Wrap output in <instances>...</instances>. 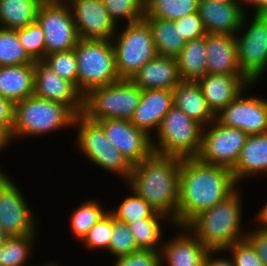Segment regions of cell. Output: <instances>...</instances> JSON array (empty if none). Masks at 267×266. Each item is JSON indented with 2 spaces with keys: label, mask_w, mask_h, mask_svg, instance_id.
I'll return each instance as SVG.
<instances>
[{
  "label": "cell",
  "mask_w": 267,
  "mask_h": 266,
  "mask_svg": "<svg viewBox=\"0 0 267 266\" xmlns=\"http://www.w3.org/2000/svg\"><path fill=\"white\" fill-rule=\"evenodd\" d=\"M237 188L231 169L198 158L181 159L178 225L185 226L195 215L222 202Z\"/></svg>",
  "instance_id": "cell-1"
},
{
  "label": "cell",
  "mask_w": 267,
  "mask_h": 266,
  "mask_svg": "<svg viewBox=\"0 0 267 266\" xmlns=\"http://www.w3.org/2000/svg\"><path fill=\"white\" fill-rule=\"evenodd\" d=\"M180 164V158L153 152L133 165L125 183L174 225H178Z\"/></svg>",
  "instance_id": "cell-2"
},
{
  "label": "cell",
  "mask_w": 267,
  "mask_h": 266,
  "mask_svg": "<svg viewBox=\"0 0 267 266\" xmlns=\"http://www.w3.org/2000/svg\"><path fill=\"white\" fill-rule=\"evenodd\" d=\"M238 187L230 196L195 215L185 227L209 250L225 251L246 239L243 225L242 194Z\"/></svg>",
  "instance_id": "cell-3"
},
{
  "label": "cell",
  "mask_w": 267,
  "mask_h": 266,
  "mask_svg": "<svg viewBox=\"0 0 267 266\" xmlns=\"http://www.w3.org/2000/svg\"><path fill=\"white\" fill-rule=\"evenodd\" d=\"M76 114L59 102L35 96L14 103V124L10 134L11 144L14 141L42 137L62 129L73 128Z\"/></svg>",
  "instance_id": "cell-4"
},
{
  "label": "cell",
  "mask_w": 267,
  "mask_h": 266,
  "mask_svg": "<svg viewBox=\"0 0 267 266\" xmlns=\"http://www.w3.org/2000/svg\"><path fill=\"white\" fill-rule=\"evenodd\" d=\"M73 128L77 131L75 148L97 168L119 176L127 182L132 172V165L108 140L101 125L89 119L83 113L76 115ZM77 146V147H76Z\"/></svg>",
  "instance_id": "cell-5"
},
{
  "label": "cell",
  "mask_w": 267,
  "mask_h": 266,
  "mask_svg": "<svg viewBox=\"0 0 267 266\" xmlns=\"http://www.w3.org/2000/svg\"><path fill=\"white\" fill-rule=\"evenodd\" d=\"M203 126L174 105L164 116L152 138L153 151L176 158H197L201 149Z\"/></svg>",
  "instance_id": "cell-6"
},
{
  "label": "cell",
  "mask_w": 267,
  "mask_h": 266,
  "mask_svg": "<svg viewBox=\"0 0 267 266\" xmlns=\"http://www.w3.org/2000/svg\"><path fill=\"white\" fill-rule=\"evenodd\" d=\"M119 28L122 29L119 31ZM111 42L120 79L131 80L143 65L158 55L151 29L144 18L124 27L118 26Z\"/></svg>",
  "instance_id": "cell-7"
},
{
  "label": "cell",
  "mask_w": 267,
  "mask_h": 266,
  "mask_svg": "<svg viewBox=\"0 0 267 266\" xmlns=\"http://www.w3.org/2000/svg\"><path fill=\"white\" fill-rule=\"evenodd\" d=\"M75 49L77 88L84 95L91 89L120 80L111 40L80 38Z\"/></svg>",
  "instance_id": "cell-8"
},
{
  "label": "cell",
  "mask_w": 267,
  "mask_h": 266,
  "mask_svg": "<svg viewBox=\"0 0 267 266\" xmlns=\"http://www.w3.org/2000/svg\"><path fill=\"white\" fill-rule=\"evenodd\" d=\"M142 90L130 79L91 89L84 95L83 114L97 121L106 118L130 120Z\"/></svg>",
  "instance_id": "cell-9"
},
{
  "label": "cell",
  "mask_w": 267,
  "mask_h": 266,
  "mask_svg": "<svg viewBox=\"0 0 267 266\" xmlns=\"http://www.w3.org/2000/svg\"><path fill=\"white\" fill-rule=\"evenodd\" d=\"M242 74L258 84L267 71V15L246 14L236 34Z\"/></svg>",
  "instance_id": "cell-10"
},
{
  "label": "cell",
  "mask_w": 267,
  "mask_h": 266,
  "mask_svg": "<svg viewBox=\"0 0 267 266\" xmlns=\"http://www.w3.org/2000/svg\"><path fill=\"white\" fill-rule=\"evenodd\" d=\"M13 181L0 166V226L8 237L37 235L39 217Z\"/></svg>",
  "instance_id": "cell-11"
},
{
  "label": "cell",
  "mask_w": 267,
  "mask_h": 266,
  "mask_svg": "<svg viewBox=\"0 0 267 266\" xmlns=\"http://www.w3.org/2000/svg\"><path fill=\"white\" fill-rule=\"evenodd\" d=\"M36 21L45 34L46 55L73 49L80 40L70 6L65 0H44Z\"/></svg>",
  "instance_id": "cell-12"
},
{
  "label": "cell",
  "mask_w": 267,
  "mask_h": 266,
  "mask_svg": "<svg viewBox=\"0 0 267 266\" xmlns=\"http://www.w3.org/2000/svg\"><path fill=\"white\" fill-rule=\"evenodd\" d=\"M247 136L243 130L224 126L215 119L202 129L201 149L197 158L204 163L232 170Z\"/></svg>",
  "instance_id": "cell-13"
},
{
  "label": "cell",
  "mask_w": 267,
  "mask_h": 266,
  "mask_svg": "<svg viewBox=\"0 0 267 266\" xmlns=\"http://www.w3.org/2000/svg\"><path fill=\"white\" fill-rule=\"evenodd\" d=\"M252 86H256L255 83L247 86L232 102L215 115V119L224 126L241 129L247 135L266 133L267 98L260 95H248Z\"/></svg>",
  "instance_id": "cell-14"
},
{
  "label": "cell",
  "mask_w": 267,
  "mask_h": 266,
  "mask_svg": "<svg viewBox=\"0 0 267 266\" xmlns=\"http://www.w3.org/2000/svg\"><path fill=\"white\" fill-rule=\"evenodd\" d=\"M112 145L133 166L149 157L153 151L152 137L130 120L106 118L97 120Z\"/></svg>",
  "instance_id": "cell-15"
},
{
  "label": "cell",
  "mask_w": 267,
  "mask_h": 266,
  "mask_svg": "<svg viewBox=\"0 0 267 266\" xmlns=\"http://www.w3.org/2000/svg\"><path fill=\"white\" fill-rule=\"evenodd\" d=\"M34 95L67 105L76 115L83 113L84 96L71 81L60 77L43 61L34 62Z\"/></svg>",
  "instance_id": "cell-16"
},
{
  "label": "cell",
  "mask_w": 267,
  "mask_h": 266,
  "mask_svg": "<svg viewBox=\"0 0 267 266\" xmlns=\"http://www.w3.org/2000/svg\"><path fill=\"white\" fill-rule=\"evenodd\" d=\"M71 9L79 37L112 40L117 26L102 0H65Z\"/></svg>",
  "instance_id": "cell-17"
},
{
  "label": "cell",
  "mask_w": 267,
  "mask_h": 266,
  "mask_svg": "<svg viewBox=\"0 0 267 266\" xmlns=\"http://www.w3.org/2000/svg\"><path fill=\"white\" fill-rule=\"evenodd\" d=\"M172 227L178 229V234L163 240L161 266H205V257L209 250L185 226Z\"/></svg>",
  "instance_id": "cell-18"
},
{
  "label": "cell",
  "mask_w": 267,
  "mask_h": 266,
  "mask_svg": "<svg viewBox=\"0 0 267 266\" xmlns=\"http://www.w3.org/2000/svg\"><path fill=\"white\" fill-rule=\"evenodd\" d=\"M198 13L206 33L236 36L246 15L242 2L199 0Z\"/></svg>",
  "instance_id": "cell-19"
},
{
  "label": "cell",
  "mask_w": 267,
  "mask_h": 266,
  "mask_svg": "<svg viewBox=\"0 0 267 266\" xmlns=\"http://www.w3.org/2000/svg\"><path fill=\"white\" fill-rule=\"evenodd\" d=\"M173 106L172 90L146 89L130 121L150 137L158 132L166 113Z\"/></svg>",
  "instance_id": "cell-20"
},
{
  "label": "cell",
  "mask_w": 267,
  "mask_h": 266,
  "mask_svg": "<svg viewBox=\"0 0 267 266\" xmlns=\"http://www.w3.org/2000/svg\"><path fill=\"white\" fill-rule=\"evenodd\" d=\"M196 82L214 115L218 114L251 84L244 75L219 74H205Z\"/></svg>",
  "instance_id": "cell-21"
},
{
  "label": "cell",
  "mask_w": 267,
  "mask_h": 266,
  "mask_svg": "<svg viewBox=\"0 0 267 266\" xmlns=\"http://www.w3.org/2000/svg\"><path fill=\"white\" fill-rule=\"evenodd\" d=\"M206 74L243 75L238 62L236 36L205 34Z\"/></svg>",
  "instance_id": "cell-22"
},
{
  "label": "cell",
  "mask_w": 267,
  "mask_h": 266,
  "mask_svg": "<svg viewBox=\"0 0 267 266\" xmlns=\"http://www.w3.org/2000/svg\"><path fill=\"white\" fill-rule=\"evenodd\" d=\"M232 175L239 187L244 180L267 175V132L247 136Z\"/></svg>",
  "instance_id": "cell-23"
},
{
  "label": "cell",
  "mask_w": 267,
  "mask_h": 266,
  "mask_svg": "<svg viewBox=\"0 0 267 266\" xmlns=\"http://www.w3.org/2000/svg\"><path fill=\"white\" fill-rule=\"evenodd\" d=\"M141 90H173L180 82L177 60L157 55L143 65L131 79Z\"/></svg>",
  "instance_id": "cell-24"
},
{
  "label": "cell",
  "mask_w": 267,
  "mask_h": 266,
  "mask_svg": "<svg viewBox=\"0 0 267 266\" xmlns=\"http://www.w3.org/2000/svg\"><path fill=\"white\" fill-rule=\"evenodd\" d=\"M173 105L203 127L215 120L196 81H181L173 90Z\"/></svg>",
  "instance_id": "cell-25"
},
{
  "label": "cell",
  "mask_w": 267,
  "mask_h": 266,
  "mask_svg": "<svg viewBox=\"0 0 267 266\" xmlns=\"http://www.w3.org/2000/svg\"><path fill=\"white\" fill-rule=\"evenodd\" d=\"M34 63L0 67V96L13 103L34 94Z\"/></svg>",
  "instance_id": "cell-26"
},
{
  "label": "cell",
  "mask_w": 267,
  "mask_h": 266,
  "mask_svg": "<svg viewBox=\"0 0 267 266\" xmlns=\"http://www.w3.org/2000/svg\"><path fill=\"white\" fill-rule=\"evenodd\" d=\"M144 19L151 29L157 54L176 58L186 44L184 36L179 32L178 24L167 19L149 17L145 13Z\"/></svg>",
  "instance_id": "cell-27"
},
{
  "label": "cell",
  "mask_w": 267,
  "mask_h": 266,
  "mask_svg": "<svg viewBox=\"0 0 267 266\" xmlns=\"http://www.w3.org/2000/svg\"><path fill=\"white\" fill-rule=\"evenodd\" d=\"M181 81H197L206 74L205 36L186 42L176 57Z\"/></svg>",
  "instance_id": "cell-28"
},
{
  "label": "cell",
  "mask_w": 267,
  "mask_h": 266,
  "mask_svg": "<svg viewBox=\"0 0 267 266\" xmlns=\"http://www.w3.org/2000/svg\"><path fill=\"white\" fill-rule=\"evenodd\" d=\"M44 0H0V27L20 29L36 22Z\"/></svg>",
  "instance_id": "cell-29"
},
{
  "label": "cell",
  "mask_w": 267,
  "mask_h": 266,
  "mask_svg": "<svg viewBox=\"0 0 267 266\" xmlns=\"http://www.w3.org/2000/svg\"><path fill=\"white\" fill-rule=\"evenodd\" d=\"M166 222L169 227L174 225L169 218H145L127 225L131 229L139 249H151L160 252L163 240L166 239L164 238L165 228H163Z\"/></svg>",
  "instance_id": "cell-30"
},
{
  "label": "cell",
  "mask_w": 267,
  "mask_h": 266,
  "mask_svg": "<svg viewBox=\"0 0 267 266\" xmlns=\"http://www.w3.org/2000/svg\"><path fill=\"white\" fill-rule=\"evenodd\" d=\"M87 199L73 208L69 216L70 231L75 239L81 241L88 231L101 219L109 210L99 200Z\"/></svg>",
  "instance_id": "cell-31"
},
{
  "label": "cell",
  "mask_w": 267,
  "mask_h": 266,
  "mask_svg": "<svg viewBox=\"0 0 267 266\" xmlns=\"http://www.w3.org/2000/svg\"><path fill=\"white\" fill-rule=\"evenodd\" d=\"M38 238V235L8 237L0 246V266H28Z\"/></svg>",
  "instance_id": "cell-32"
},
{
  "label": "cell",
  "mask_w": 267,
  "mask_h": 266,
  "mask_svg": "<svg viewBox=\"0 0 267 266\" xmlns=\"http://www.w3.org/2000/svg\"><path fill=\"white\" fill-rule=\"evenodd\" d=\"M131 194L124 197L119 204L109 209L113 216L126 224L137 222L145 218H168L166 215L156 212L141 196L128 185Z\"/></svg>",
  "instance_id": "cell-33"
},
{
  "label": "cell",
  "mask_w": 267,
  "mask_h": 266,
  "mask_svg": "<svg viewBox=\"0 0 267 266\" xmlns=\"http://www.w3.org/2000/svg\"><path fill=\"white\" fill-rule=\"evenodd\" d=\"M199 0H145V14L149 17L175 21L198 12Z\"/></svg>",
  "instance_id": "cell-34"
},
{
  "label": "cell",
  "mask_w": 267,
  "mask_h": 266,
  "mask_svg": "<svg viewBox=\"0 0 267 266\" xmlns=\"http://www.w3.org/2000/svg\"><path fill=\"white\" fill-rule=\"evenodd\" d=\"M34 63L21 45L17 29L0 27V67Z\"/></svg>",
  "instance_id": "cell-35"
},
{
  "label": "cell",
  "mask_w": 267,
  "mask_h": 266,
  "mask_svg": "<svg viewBox=\"0 0 267 266\" xmlns=\"http://www.w3.org/2000/svg\"><path fill=\"white\" fill-rule=\"evenodd\" d=\"M102 3L117 27L144 18L145 0H102Z\"/></svg>",
  "instance_id": "cell-36"
},
{
  "label": "cell",
  "mask_w": 267,
  "mask_h": 266,
  "mask_svg": "<svg viewBox=\"0 0 267 266\" xmlns=\"http://www.w3.org/2000/svg\"><path fill=\"white\" fill-rule=\"evenodd\" d=\"M44 35V31L37 21L17 29V36L21 45L34 62L43 61L46 56Z\"/></svg>",
  "instance_id": "cell-37"
},
{
  "label": "cell",
  "mask_w": 267,
  "mask_h": 266,
  "mask_svg": "<svg viewBox=\"0 0 267 266\" xmlns=\"http://www.w3.org/2000/svg\"><path fill=\"white\" fill-rule=\"evenodd\" d=\"M113 214L108 211L80 241L86 250L90 251H108L112 238Z\"/></svg>",
  "instance_id": "cell-38"
},
{
  "label": "cell",
  "mask_w": 267,
  "mask_h": 266,
  "mask_svg": "<svg viewBox=\"0 0 267 266\" xmlns=\"http://www.w3.org/2000/svg\"><path fill=\"white\" fill-rule=\"evenodd\" d=\"M138 249L135 238L128 225L113 216L112 238L106 253L115 259L116 257L128 255Z\"/></svg>",
  "instance_id": "cell-39"
},
{
  "label": "cell",
  "mask_w": 267,
  "mask_h": 266,
  "mask_svg": "<svg viewBox=\"0 0 267 266\" xmlns=\"http://www.w3.org/2000/svg\"><path fill=\"white\" fill-rule=\"evenodd\" d=\"M43 62L60 77L74 83L77 87V59L75 49L53 52L45 56Z\"/></svg>",
  "instance_id": "cell-40"
},
{
  "label": "cell",
  "mask_w": 267,
  "mask_h": 266,
  "mask_svg": "<svg viewBox=\"0 0 267 266\" xmlns=\"http://www.w3.org/2000/svg\"><path fill=\"white\" fill-rule=\"evenodd\" d=\"M230 253L235 266H264L263 261L259 258L255 248L247 240L235 242L225 250Z\"/></svg>",
  "instance_id": "cell-41"
},
{
  "label": "cell",
  "mask_w": 267,
  "mask_h": 266,
  "mask_svg": "<svg viewBox=\"0 0 267 266\" xmlns=\"http://www.w3.org/2000/svg\"><path fill=\"white\" fill-rule=\"evenodd\" d=\"M112 266H161L160 252L138 249L128 255L116 257Z\"/></svg>",
  "instance_id": "cell-42"
},
{
  "label": "cell",
  "mask_w": 267,
  "mask_h": 266,
  "mask_svg": "<svg viewBox=\"0 0 267 266\" xmlns=\"http://www.w3.org/2000/svg\"><path fill=\"white\" fill-rule=\"evenodd\" d=\"M178 24L181 36H184L185 42L205 36L206 30L199 13H193L174 21Z\"/></svg>",
  "instance_id": "cell-43"
},
{
  "label": "cell",
  "mask_w": 267,
  "mask_h": 266,
  "mask_svg": "<svg viewBox=\"0 0 267 266\" xmlns=\"http://www.w3.org/2000/svg\"><path fill=\"white\" fill-rule=\"evenodd\" d=\"M256 227L253 230L247 229L246 239L255 248L257 255L263 261L264 266H267V228L255 224ZM259 226V227H257Z\"/></svg>",
  "instance_id": "cell-44"
},
{
  "label": "cell",
  "mask_w": 267,
  "mask_h": 266,
  "mask_svg": "<svg viewBox=\"0 0 267 266\" xmlns=\"http://www.w3.org/2000/svg\"><path fill=\"white\" fill-rule=\"evenodd\" d=\"M14 124V103L0 96V128L9 136Z\"/></svg>",
  "instance_id": "cell-45"
},
{
  "label": "cell",
  "mask_w": 267,
  "mask_h": 266,
  "mask_svg": "<svg viewBox=\"0 0 267 266\" xmlns=\"http://www.w3.org/2000/svg\"><path fill=\"white\" fill-rule=\"evenodd\" d=\"M225 251H208L205 257V266H235L231 257ZM220 254V255H219ZM226 256H222V255ZM220 257H219V256Z\"/></svg>",
  "instance_id": "cell-46"
},
{
  "label": "cell",
  "mask_w": 267,
  "mask_h": 266,
  "mask_svg": "<svg viewBox=\"0 0 267 266\" xmlns=\"http://www.w3.org/2000/svg\"><path fill=\"white\" fill-rule=\"evenodd\" d=\"M242 4L245 14H250L247 10L252 6L254 11L250 15H267V0H243Z\"/></svg>",
  "instance_id": "cell-47"
},
{
  "label": "cell",
  "mask_w": 267,
  "mask_h": 266,
  "mask_svg": "<svg viewBox=\"0 0 267 266\" xmlns=\"http://www.w3.org/2000/svg\"><path fill=\"white\" fill-rule=\"evenodd\" d=\"M255 221L257 225L263 226L267 228V202L263 204L262 208L258 210L256 214H254Z\"/></svg>",
  "instance_id": "cell-48"
},
{
  "label": "cell",
  "mask_w": 267,
  "mask_h": 266,
  "mask_svg": "<svg viewBox=\"0 0 267 266\" xmlns=\"http://www.w3.org/2000/svg\"><path fill=\"white\" fill-rule=\"evenodd\" d=\"M11 146V141L9 136L0 128V154L7 151L9 146Z\"/></svg>",
  "instance_id": "cell-49"
},
{
  "label": "cell",
  "mask_w": 267,
  "mask_h": 266,
  "mask_svg": "<svg viewBox=\"0 0 267 266\" xmlns=\"http://www.w3.org/2000/svg\"><path fill=\"white\" fill-rule=\"evenodd\" d=\"M8 238V235L4 232V230L0 226V246L5 243L6 239Z\"/></svg>",
  "instance_id": "cell-50"
},
{
  "label": "cell",
  "mask_w": 267,
  "mask_h": 266,
  "mask_svg": "<svg viewBox=\"0 0 267 266\" xmlns=\"http://www.w3.org/2000/svg\"><path fill=\"white\" fill-rule=\"evenodd\" d=\"M57 263H58V262L55 263V262H53V261H52V262L50 261V263H47V262H46V263H44V264H41V266H63V265H59V263H58V264H57ZM39 266H40V265H39Z\"/></svg>",
  "instance_id": "cell-51"
},
{
  "label": "cell",
  "mask_w": 267,
  "mask_h": 266,
  "mask_svg": "<svg viewBox=\"0 0 267 266\" xmlns=\"http://www.w3.org/2000/svg\"><path fill=\"white\" fill-rule=\"evenodd\" d=\"M213 1L243 2V0H213Z\"/></svg>",
  "instance_id": "cell-52"
}]
</instances>
